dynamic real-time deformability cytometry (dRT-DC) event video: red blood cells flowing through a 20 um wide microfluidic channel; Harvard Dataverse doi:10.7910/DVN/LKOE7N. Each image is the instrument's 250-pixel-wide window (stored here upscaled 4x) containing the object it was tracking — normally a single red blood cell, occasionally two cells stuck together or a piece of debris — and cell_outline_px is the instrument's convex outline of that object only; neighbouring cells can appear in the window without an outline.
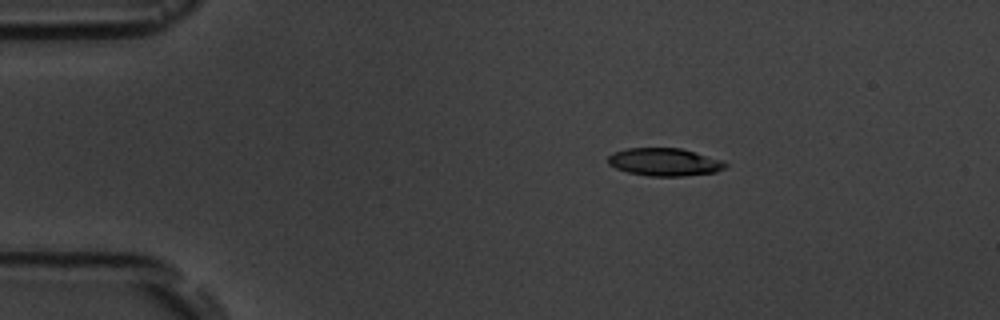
{"species": "common noctule bat (a hibernating species)", "species_latin": "Nyctalus noctula", "temperature_condition": "room temperature", "stored_images_in_passage": 4, "camera_frame_rate_fps": 3000, "um_per_image_px": 0.085, "animal": {"sex": "male", "body_mass_g": 19.5, "forearm_length_mm": 54.6}, "frame": {"image": 1, "passage_image": 2, "time_ms": 2.0, "image_size_px": [1000, 320], "cell_outline_px": [[728, 164], [724, 168], [716, 172], [684, 176], [648, 176], [628, 172], [616, 168], [608, 164], [608, 156], [612, 152], [628, 148], [680, 148], [720, 160]], "centroid_in_image_um": [56.43, 13.77], "position_along_channel_um": 28.6, "area_um2": 18.84}}